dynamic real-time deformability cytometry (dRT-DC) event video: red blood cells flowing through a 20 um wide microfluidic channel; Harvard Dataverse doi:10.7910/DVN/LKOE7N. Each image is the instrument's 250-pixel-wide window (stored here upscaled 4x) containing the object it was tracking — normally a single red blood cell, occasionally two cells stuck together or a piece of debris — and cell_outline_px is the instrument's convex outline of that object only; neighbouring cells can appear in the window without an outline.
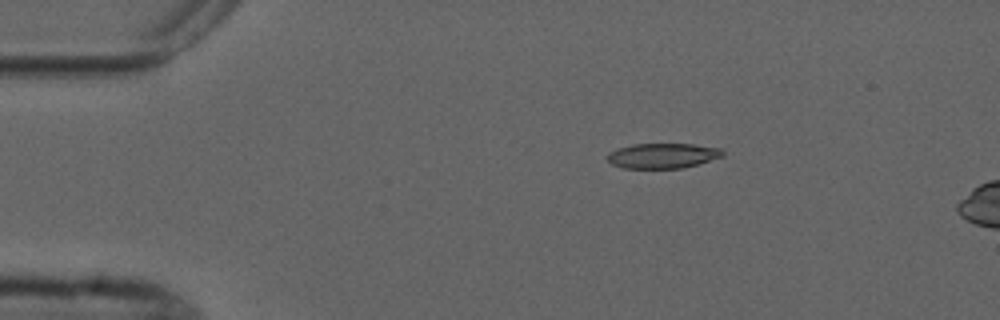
{"species": "common noctule bat (a hibernating species)", "species_latin": "Nyctalus noctula", "temperature_condition": "cold", "stored_images_in_passage": 5, "camera_frame_rate_fps": 3000, "um_per_image_px": 0.085, "animal": {"sex": "male", "forearm_length_mm": 52.5}, "frame": {"image": 1, "passage_image": 5, "time_ms": 6.333, "image_size_px": [1000, 320], "cell_outline_px": [[724, 156], [684, 168], [624, 168], [612, 164], [604, 156], [608, 152], [616, 148], [632, 144], [692, 144], [720, 148], [724, 152]], "centroid_in_image_um": [56.29, 13.23], "position_along_channel_um": 28.7, "area_um2": 16.99}}